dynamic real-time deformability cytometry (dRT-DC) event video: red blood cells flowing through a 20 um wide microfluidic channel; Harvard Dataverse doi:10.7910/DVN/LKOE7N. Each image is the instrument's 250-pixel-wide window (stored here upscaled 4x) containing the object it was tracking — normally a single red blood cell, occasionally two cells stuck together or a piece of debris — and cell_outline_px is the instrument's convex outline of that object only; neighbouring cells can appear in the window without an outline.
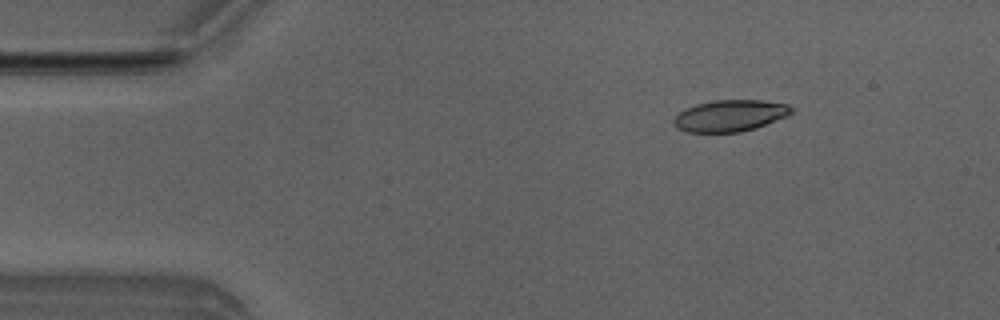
{"species": "Egyptian fruit bat (a non-hibernating species)", "species_latin": "Rousettus aegyptiacus", "temperature_condition": "room temperature", "stored_images_in_passage": 51, "camera_frame_rate_fps": 3000, "um_per_image_px": 0.085, "animal": {"sex": "male"}, "frame": {"image": 1, "passage_image": 7, "time_ms": 2.0, "image_size_px": [1000, 320], "cell_outline_px": [[792, 112], [788, 116], [756, 128], [740, 132], [688, 132], [676, 128], [672, 124], [672, 120], [680, 112], [696, 104], [712, 100], [760, 100], [788, 104], [792, 108]], "centroid_in_image_um": [62.05, 9.84], "position_along_channel_um": 22.9, "area_um2": 21.68}}
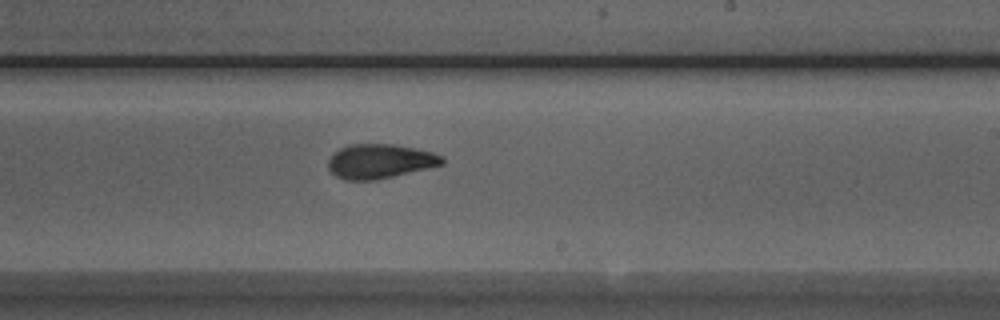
{"frame": {"image": 2, "passage_image": 30, "time_ms": 9.667, "image_size_px": [1000, 320], "cell_outline_px": [[444, 164], [428, 168], [376, 180], [344, 180], [336, 176], [328, 168], [328, 160], [340, 148], [348, 144], [392, 144], [416, 148], [432, 152], [444, 156]], "centroid_in_image_um": [32.31, 13.7], "position_along_channel_um": 256.7, "area_um2": 22.83}}
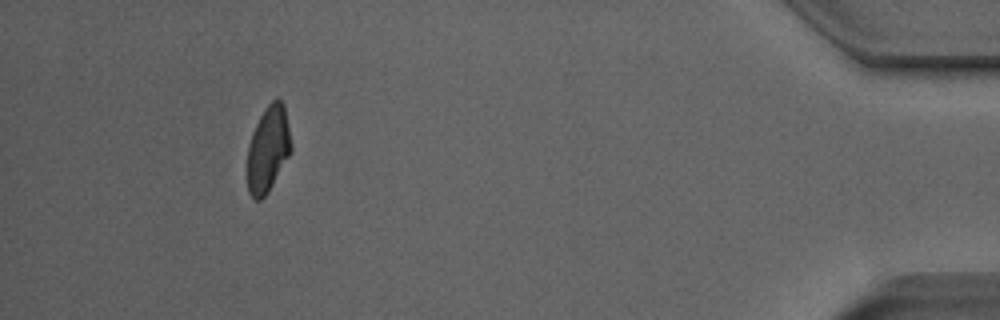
{"frame": {"image": 3, "passage_image": 47, "time_ms": 15.333, "image_size_px": [1000, 320], "cell_outline_px": [[292, 152], [268, 192], [260, 200], [256, 200], [248, 192], [248, 144], [252, 132], [264, 108], [272, 100], [280, 100], [284, 104], [292, 144]], "centroid_in_image_um": [22.8, 12.67], "position_along_channel_um": 412.4, "area_um2": 21.96}, "authors_computed_cell_mechanics": {"area_um2": 22.5998, "velocity_mm_per_s": 3.9684, "shape_relaxation_time_tau1_ms": 4.408, "shape_relaxation_time_tau2_ms": 3.2112, "deformation_change_tau1": 0.1699, "deformation_change_tau2": 0.0746}}